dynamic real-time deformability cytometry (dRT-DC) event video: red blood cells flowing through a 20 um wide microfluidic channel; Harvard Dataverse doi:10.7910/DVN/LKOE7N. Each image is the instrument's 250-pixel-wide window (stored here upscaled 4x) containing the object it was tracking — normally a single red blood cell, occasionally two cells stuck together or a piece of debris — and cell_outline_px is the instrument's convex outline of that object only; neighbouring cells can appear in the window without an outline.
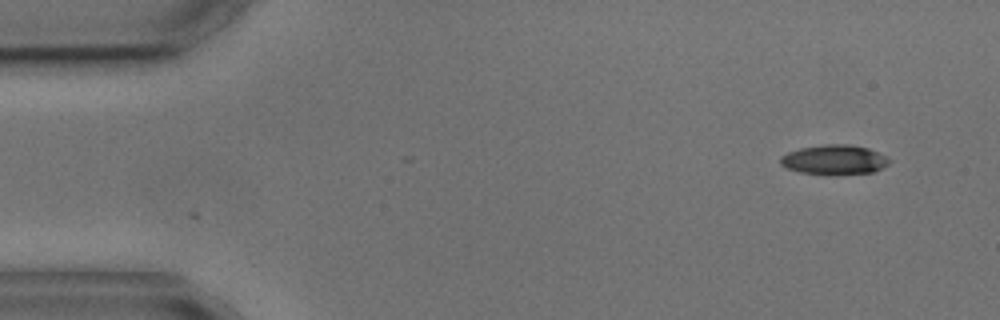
{"species": "common noctule bat (a hibernating species)", "species_latin": "Nyctalus noctula", "temperature_condition": "cold", "stored_images_in_passage": 4, "camera_frame_rate_fps": 3000, "um_per_image_px": 0.085, "animal": {"sex": "male", "body_mass_g": 17.9, "forearm_length_mm": 54.2}, "frame": {"image": 1, "passage_image": 1, "time_ms": 0.0, "image_size_px": [1000, 320], "cell_outline_px": [[892, 160], [888, 164], [872, 172], [800, 172], [788, 168], [780, 164], [780, 156], [788, 152], [800, 148], [824, 144], [848, 144], [868, 148], [888, 156]], "centroid_in_image_um": [70.92, 13.52], "position_along_channel_um": 14.1, "area_um2": 18.09}}
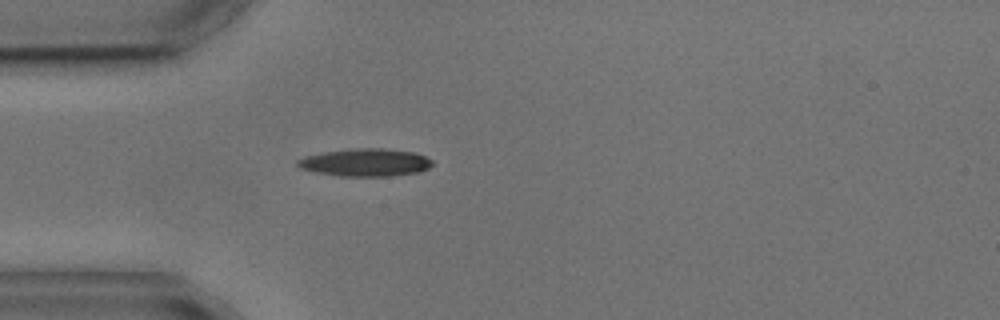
{"frame": {"image": 2, "passage_image": 4, "time_ms": 3.667, "image_size_px": [1000, 320], "cell_outline_px": [[432, 164], [428, 168], [420, 172], [388, 176], [340, 176], [316, 172], [300, 168], [296, 164], [296, 160], [304, 156], [324, 152], [352, 148], [380, 148], [412, 152], [424, 156], [432, 160]], "centroid_in_image_um": [31.03, 13.81], "position_along_channel_um": 54.0, "area_um2": 21.68}}